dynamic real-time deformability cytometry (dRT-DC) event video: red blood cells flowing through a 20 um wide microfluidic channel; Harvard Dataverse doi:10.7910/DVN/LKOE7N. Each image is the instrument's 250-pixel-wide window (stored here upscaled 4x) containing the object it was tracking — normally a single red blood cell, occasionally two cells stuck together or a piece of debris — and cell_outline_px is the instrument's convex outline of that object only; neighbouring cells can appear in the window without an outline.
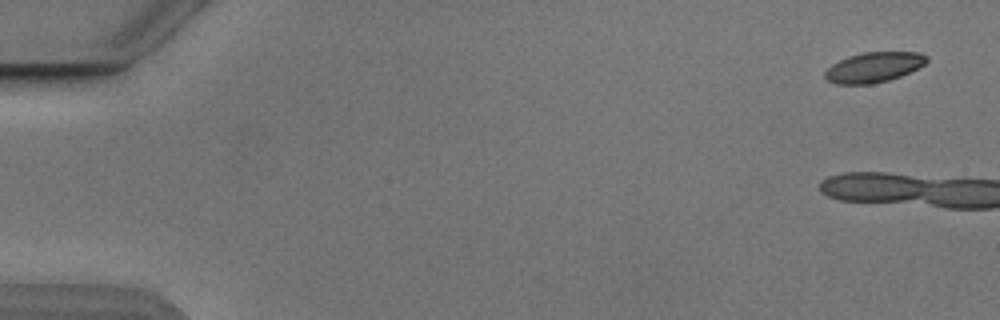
{"species": "Egyptian fruit bat (a non-hibernating species)", "species_latin": "Rousettus aegyptiacus", "temperature_condition": "cold", "stored_images_in_passage": 8, "camera_frame_rate_fps": 3000, "um_per_image_px": 0.085, "animal": {"sex": "male"}, "frame": {"image": 1, "passage_image": 1, "time_ms": 0.0, "image_size_px": [1000, 320], "cell_outline_px": [[928, 60], [924, 64], [900, 76], [888, 80], [872, 84], [836, 84], [828, 80], [824, 76], [824, 72], [832, 64], [848, 56], [864, 52], [920, 52], [928, 56]], "centroid_in_image_um": [74.26, 5.71], "position_along_channel_um": 10.7, "area_um2": 17.74}}